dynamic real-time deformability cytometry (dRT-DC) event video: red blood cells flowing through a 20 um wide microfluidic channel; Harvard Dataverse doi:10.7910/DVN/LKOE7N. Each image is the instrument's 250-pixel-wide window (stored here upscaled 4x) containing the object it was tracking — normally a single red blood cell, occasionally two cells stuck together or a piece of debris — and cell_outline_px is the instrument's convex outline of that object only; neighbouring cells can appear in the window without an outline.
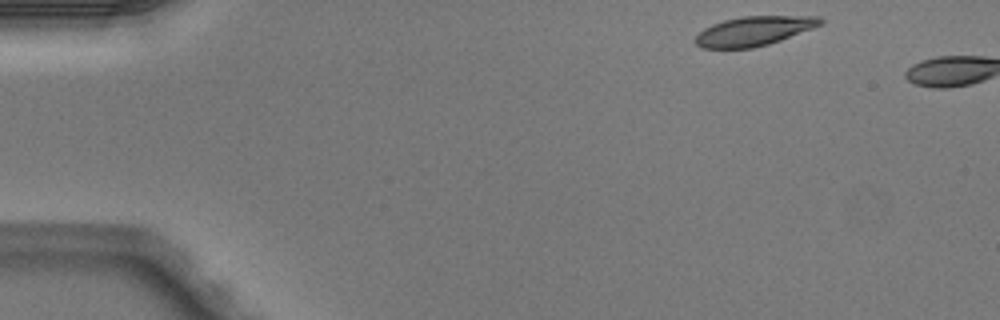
{"species": "Egyptian fruit bat (a non-hibernating species)", "species_latin": "Rousettus aegyptiacus", "temperature_condition": "warm", "stored_images_in_passage": 2, "camera_frame_rate_fps": 3000, "um_per_image_px": 0.085, "animal": {"sex": "male"}, "frame": {"image": 1, "passage_image": 1, "time_ms": 0.0, "image_size_px": [1000, 320], "cell_outline_px": [[824, 24], [780, 40], [768, 44], [752, 48], [700, 48], [696, 44], [696, 36], [704, 28], [712, 24], [724, 20], [744, 16], [820, 16], [824, 20]], "centroid_in_image_um": [64.11, 2.63], "position_along_channel_um": 20.9, "area_um2": 21.33}}